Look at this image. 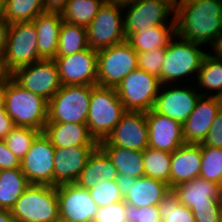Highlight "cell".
<instances>
[{
	"mask_svg": "<svg viewBox=\"0 0 222 222\" xmlns=\"http://www.w3.org/2000/svg\"><path fill=\"white\" fill-rule=\"evenodd\" d=\"M127 222H162L158 205L137 208L126 204Z\"/></svg>",
	"mask_w": 222,
	"mask_h": 222,
	"instance_id": "40",
	"label": "cell"
},
{
	"mask_svg": "<svg viewBox=\"0 0 222 222\" xmlns=\"http://www.w3.org/2000/svg\"><path fill=\"white\" fill-rule=\"evenodd\" d=\"M5 8H6L5 0H0V19H5Z\"/></svg>",
	"mask_w": 222,
	"mask_h": 222,
	"instance_id": "53",
	"label": "cell"
},
{
	"mask_svg": "<svg viewBox=\"0 0 222 222\" xmlns=\"http://www.w3.org/2000/svg\"><path fill=\"white\" fill-rule=\"evenodd\" d=\"M171 154L167 151L143 150L144 176L165 182L170 187Z\"/></svg>",
	"mask_w": 222,
	"mask_h": 222,
	"instance_id": "33",
	"label": "cell"
},
{
	"mask_svg": "<svg viewBox=\"0 0 222 222\" xmlns=\"http://www.w3.org/2000/svg\"><path fill=\"white\" fill-rule=\"evenodd\" d=\"M61 85H97V51L87 49L54 58Z\"/></svg>",
	"mask_w": 222,
	"mask_h": 222,
	"instance_id": "17",
	"label": "cell"
},
{
	"mask_svg": "<svg viewBox=\"0 0 222 222\" xmlns=\"http://www.w3.org/2000/svg\"><path fill=\"white\" fill-rule=\"evenodd\" d=\"M37 41L38 37L33 21L10 25L3 56L11 73L18 68L41 60Z\"/></svg>",
	"mask_w": 222,
	"mask_h": 222,
	"instance_id": "11",
	"label": "cell"
},
{
	"mask_svg": "<svg viewBox=\"0 0 222 222\" xmlns=\"http://www.w3.org/2000/svg\"><path fill=\"white\" fill-rule=\"evenodd\" d=\"M160 87L159 78L136 68L115 87V90L126 111L147 112L153 109Z\"/></svg>",
	"mask_w": 222,
	"mask_h": 222,
	"instance_id": "9",
	"label": "cell"
},
{
	"mask_svg": "<svg viewBox=\"0 0 222 222\" xmlns=\"http://www.w3.org/2000/svg\"><path fill=\"white\" fill-rule=\"evenodd\" d=\"M123 6L104 2L87 28L88 45L99 51L126 40Z\"/></svg>",
	"mask_w": 222,
	"mask_h": 222,
	"instance_id": "10",
	"label": "cell"
},
{
	"mask_svg": "<svg viewBox=\"0 0 222 222\" xmlns=\"http://www.w3.org/2000/svg\"><path fill=\"white\" fill-rule=\"evenodd\" d=\"M5 19L10 23L30 22L44 13V0H5Z\"/></svg>",
	"mask_w": 222,
	"mask_h": 222,
	"instance_id": "34",
	"label": "cell"
},
{
	"mask_svg": "<svg viewBox=\"0 0 222 222\" xmlns=\"http://www.w3.org/2000/svg\"><path fill=\"white\" fill-rule=\"evenodd\" d=\"M193 1V0H177L176 2Z\"/></svg>",
	"mask_w": 222,
	"mask_h": 222,
	"instance_id": "56",
	"label": "cell"
},
{
	"mask_svg": "<svg viewBox=\"0 0 222 222\" xmlns=\"http://www.w3.org/2000/svg\"><path fill=\"white\" fill-rule=\"evenodd\" d=\"M201 145V170L199 177L222 187V148Z\"/></svg>",
	"mask_w": 222,
	"mask_h": 222,
	"instance_id": "36",
	"label": "cell"
},
{
	"mask_svg": "<svg viewBox=\"0 0 222 222\" xmlns=\"http://www.w3.org/2000/svg\"><path fill=\"white\" fill-rule=\"evenodd\" d=\"M176 35V24H165L151 27L145 31L130 33L126 37V41L137 53H140L166 48Z\"/></svg>",
	"mask_w": 222,
	"mask_h": 222,
	"instance_id": "27",
	"label": "cell"
},
{
	"mask_svg": "<svg viewBox=\"0 0 222 222\" xmlns=\"http://www.w3.org/2000/svg\"><path fill=\"white\" fill-rule=\"evenodd\" d=\"M56 222H69V221H66V220H63V219L59 218Z\"/></svg>",
	"mask_w": 222,
	"mask_h": 222,
	"instance_id": "55",
	"label": "cell"
},
{
	"mask_svg": "<svg viewBox=\"0 0 222 222\" xmlns=\"http://www.w3.org/2000/svg\"><path fill=\"white\" fill-rule=\"evenodd\" d=\"M158 206L162 222H196L192 210L179 202L173 189L163 196Z\"/></svg>",
	"mask_w": 222,
	"mask_h": 222,
	"instance_id": "35",
	"label": "cell"
},
{
	"mask_svg": "<svg viewBox=\"0 0 222 222\" xmlns=\"http://www.w3.org/2000/svg\"><path fill=\"white\" fill-rule=\"evenodd\" d=\"M126 203L119 201L97 209L93 222H125Z\"/></svg>",
	"mask_w": 222,
	"mask_h": 222,
	"instance_id": "41",
	"label": "cell"
},
{
	"mask_svg": "<svg viewBox=\"0 0 222 222\" xmlns=\"http://www.w3.org/2000/svg\"><path fill=\"white\" fill-rule=\"evenodd\" d=\"M29 185L20 168L0 170V209L11 210Z\"/></svg>",
	"mask_w": 222,
	"mask_h": 222,
	"instance_id": "29",
	"label": "cell"
},
{
	"mask_svg": "<svg viewBox=\"0 0 222 222\" xmlns=\"http://www.w3.org/2000/svg\"><path fill=\"white\" fill-rule=\"evenodd\" d=\"M176 1L134 0L131 4L123 6V11H126L123 16L126 37L130 33L145 31L157 25L176 24ZM169 16L172 17L171 21Z\"/></svg>",
	"mask_w": 222,
	"mask_h": 222,
	"instance_id": "7",
	"label": "cell"
},
{
	"mask_svg": "<svg viewBox=\"0 0 222 222\" xmlns=\"http://www.w3.org/2000/svg\"><path fill=\"white\" fill-rule=\"evenodd\" d=\"M117 169L105 152L97 146L89 155L85 167L76 180V184L81 188L90 190L102 180L116 181Z\"/></svg>",
	"mask_w": 222,
	"mask_h": 222,
	"instance_id": "25",
	"label": "cell"
},
{
	"mask_svg": "<svg viewBox=\"0 0 222 222\" xmlns=\"http://www.w3.org/2000/svg\"><path fill=\"white\" fill-rule=\"evenodd\" d=\"M145 115L149 132V148L172 153L185 144L182 123L153 109L145 112Z\"/></svg>",
	"mask_w": 222,
	"mask_h": 222,
	"instance_id": "18",
	"label": "cell"
},
{
	"mask_svg": "<svg viewBox=\"0 0 222 222\" xmlns=\"http://www.w3.org/2000/svg\"><path fill=\"white\" fill-rule=\"evenodd\" d=\"M196 222H219L222 214V200L213 206H203L191 209Z\"/></svg>",
	"mask_w": 222,
	"mask_h": 222,
	"instance_id": "42",
	"label": "cell"
},
{
	"mask_svg": "<svg viewBox=\"0 0 222 222\" xmlns=\"http://www.w3.org/2000/svg\"><path fill=\"white\" fill-rule=\"evenodd\" d=\"M40 133V131L31 127L15 126L4 141L8 149L21 161Z\"/></svg>",
	"mask_w": 222,
	"mask_h": 222,
	"instance_id": "37",
	"label": "cell"
},
{
	"mask_svg": "<svg viewBox=\"0 0 222 222\" xmlns=\"http://www.w3.org/2000/svg\"><path fill=\"white\" fill-rule=\"evenodd\" d=\"M111 160L118 174L133 178L144 176L142 150H130L113 145H98Z\"/></svg>",
	"mask_w": 222,
	"mask_h": 222,
	"instance_id": "28",
	"label": "cell"
},
{
	"mask_svg": "<svg viewBox=\"0 0 222 222\" xmlns=\"http://www.w3.org/2000/svg\"><path fill=\"white\" fill-rule=\"evenodd\" d=\"M194 80L195 82L197 80L196 87L202 96L222 98V59H218L208 52ZM201 88L203 92L200 90ZM205 90L207 91L205 92ZM212 91H216L215 94L214 92L210 94Z\"/></svg>",
	"mask_w": 222,
	"mask_h": 222,
	"instance_id": "30",
	"label": "cell"
},
{
	"mask_svg": "<svg viewBox=\"0 0 222 222\" xmlns=\"http://www.w3.org/2000/svg\"><path fill=\"white\" fill-rule=\"evenodd\" d=\"M201 145L183 144L171 154L170 189L199 177L201 170Z\"/></svg>",
	"mask_w": 222,
	"mask_h": 222,
	"instance_id": "21",
	"label": "cell"
},
{
	"mask_svg": "<svg viewBox=\"0 0 222 222\" xmlns=\"http://www.w3.org/2000/svg\"><path fill=\"white\" fill-rule=\"evenodd\" d=\"M12 77V73L8 70L6 66L4 56L0 54V86L7 83Z\"/></svg>",
	"mask_w": 222,
	"mask_h": 222,
	"instance_id": "49",
	"label": "cell"
},
{
	"mask_svg": "<svg viewBox=\"0 0 222 222\" xmlns=\"http://www.w3.org/2000/svg\"><path fill=\"white\" fill-rule=\"evenodd\" d=\"M175 20L179 37L210 46L222 33V0L176 2Z\"/></svg>",
	"mask_w": 222,
	"mask_h": 222,
	"instance_id": "1",
	"label": "cell"
},
{
	"mask_svg": "<svg viewBox=\"0 0 222 222\" xmlns=\"http://www.w3.org/2000/svg\"><path fill=\"white\" fill-rule=\"evenodd\" d=\"M170 190L168 184L148 176L136 178L135 183L124 197L126 204L137 208L159 205L163 196Z\"/></svg>",
	"mask_w": 222,
	"mask_h": 222,
	"instance_id": "26",
	"label": "cell"
},
{
	"mask_svg": "<svg viewBox=\"0 0 222 222\" xmlns=\"http://www.w3.org/2000/svg\"><path fill=\"white\" fill-rule=\"evenodd\" d=\"M14 127L15 125L5 107L0 109V140H4Z\"/></svg>",
	"mask_w": 222,
	"mask_h": 222,
	"instance_id": "45",
	"label": "cell"
},
{
	"mask_svg": "<svg viewBox=\"0 0 222 222\" xmlns=\"http://www.w3.org/2000/svg\"><path fill=\"white\" fill-rule=\"evenodd\" d=\"M135 180L136 178L129 177L128 175L118 174L116 182L123 198L127 195L128 192H130L135 183Z\"/></svg>",
	"mask_w": 222,
	"mask_h": 222,
	"instance_id": "46",
	"label": "cell"
},
{
	"mask_svg": "<svg viewBox=\"0 0 222 222\" xmlns=\"http://www.w3.org/2000/svg\"><path fill=\"white\" fill-rule=\"evenodd\" d=\"M58 196L59 218L69 222H93L97 205L91 198L89 190L76 183L56 186Z\"/></svg>",
	"mask_w": 222,
	"mask_h": 222,
	"instance_id": "16",
	"label": "cell"
},
{
	"mask_svg": "<svg viewBox=\"0 0 222 222\" xmlns=\"http://www.w3.org/2000/svg\"><path fill=\"white\" fill-rule=\"evenodd\" d=\"M97 85L116 87L138 68L137 52L125 40L97 51Z\"/></svg>",
	"mask_w": 222,
	"mask_h": 222,
	"instance_id": "8",
	"label": "cell"
},
{
	"mask_svg": "<svg viewBox=\"0 0 222 222\" xmlns=\"http://www.w3.org/2000/svg\"><path fill=\"white\" fill-rule=\"evenodd\" d=\"M5 110L15 126L44 131L48 117V101L24 89L12 78L3 85Z\"/></svg>",
	"mask_w": 222,
	"mask_h": 222,
	"instance_id": "2",
	"label": "cell"
},
{
	"mask_svg": "<svg viewBox=\"0 0 222 222\" xmlns=\"http://www.w3.org/2000/svg\"><path fill=\"white\" fill-rule=\"evenodd\" d=\"M69 0H44L45 12L61 13Z\"/></svg>",
	"mask_w": 222,
	"mask_h": 222,
	"instance_id": "47",
	"label": "cell"
},
{
	"mask_svg": "<svg viewBox=\"0 0 222 222\" xmlns=\"http://www.w3.org/2000/svg\"><path fill=\"white\" fill-rule=\"evenodd\" d=\"M88 47L87 28L63 21L59 33L56 57L81 52Z\"/></svg>",
	"mask_w": 222,
	"mask_h": 222,
	"instance_id": "31",
	"label": "cell"
},
{
	"mask_svg": "<svg viewBox=\"0 0 222 222\" xmlns=\"http://www.w3.org/2000/svg\"><path fill=\"white\" fill-rule=\"evenodd\" d=\"M89 193L98 208L124 200L116 181L104 179L90 189Z\"/></svg>",
	"mask_w": 222,
	"mask_h": 222,
	"instance_id": "38",
	"label": "cell"
},
{
	"mask_svg": "<svg viewBox=\"0 0 222 222\" xmlns=\"http://www.w3.org/2000/svg\"><path fill=\"white\" fill-rule=\"evenodd\" d=\"M104 0H69L61 12L63 21L87 27L93 20Z\"/></svg>",
	"mask_w": 222,
	"mask_h": 222,
	"instance_id": "32",
	"label": "cell"
},
{
	"mask_svg": "<svg viewBox=\"0 0 222 222\" xmlns=\"http://www.w3.org/2000/svg\"><path fill=\"white\" fill-rule=\"evenodd\" d=\"M5 107L3 86H0V109Z\"/></svg>",
	"mask_w": 222,
	"mask_h": 222,
	"instance_id": "54",
	"label": "cell"
},
{
	"mask_svg": "<svg viewBox=\"0 0 222 222\" xmlns=\"http://www.w3.org/2000/svg\"><path fill=\"white\" fill-rule=\"evenodd\" d=\"M43 132L55 148L98 146L84 124L47 122Z\"/></svg>",
	"mask_w": 222,
	"mask_h": 222,
	"instance_id": "23",
	"label": "cell"
},
{
	"mask_svg": "<svg viewBox=\"0 0 222 222\" xmlns=\"http://www.w3.org/2000/svg\"><path fill=\"white\" fill-rule=\"evenodd\" d=\"M210 47L214 51V53L210 54L218 59H222V33L215 39L214 43Z\"/></svg>",
	"mask_w": 222,
	"mask_h": 222,
	"instance_id": "50",
	"label": "cell"
},
{
	"mask_svg": "<svg viewBox=\"0 0 222 222\" xmlns=\"http://www.w3.org/2000/svg\"><path fill=\"white\" fill-rule=\"evenodd\" d=\"M91 85H62L48 101L47 122L87 124Z\"/></svg>",
	"mask_w": 222,
	"mask_h": 222,
	"instance_id": "6",
	"label": "cell"
},
{
	"mask_svg": "<svg viewBox=\"0 0 222 222\" xmlns=\"http://www.w3.org/2000/svg\"><path fill=\"white\" fill-rule=\"evenodd\" d=\"M54 152L50 139L41 132L20 161V169L30 184L54 186Z\"/></svg>",
	"mask_w": 222,
	"mask_h": 222,
	"instance_id": "13",
	"label": "cell"
},
{
	"mask_svg": "<svg viewBox=\"0 0 222 222\" xmlns=\"http://www.w3.org/2000/svg\"><path fill=\"white\" fill-rule=\"evenodd\" d=\"M10 212L16 222H56L59 219L56 186L29 185Z\"/></svg>",
	"mask_w": 222,
	"mask_h": 222,
	"instance_id": "5",
	"label": "cell"
},
{
	"mask_svg": "<svg viewBox=\"0 0 222 222\" xmlns=\"http://www.w3.org/2000/svg\"><path fill=\"white\" fill-rule=\"evenodd\" d=\"M201 96L191 84L189 87L161 85L153 110L183 124Z\"/></svg>",
	"mask_w": 222,
	"mask_h": 222,
	"instance_id": "14",
	"label": "cell"
},
{
	"mask_svg": "<svg viewBox=\"0 0 222 222\" xmlns=\"http://www.w3.org/2000/svg\"><path fill=\"white\" fill-rule=\"evenodd\" d=\"M126 112L114 87L91 85L87 128L97 142L105 140Z\"/></svg>",
	"mask_w": 222,
	"mask_h": 222,
	"instance_id": "3",
	"label": "cell"
},
{
	"mask_svg": "<svg viewBox=\"0 0 222 222\" xmlns=\"http://www.w3.org/2000/svg\"><path fill=\"white\" fill-rule=\"evenodd\" d=\"M166 55V48L137 53L138 68L160 80V73Z\"/></svg>",
	"mask_w": 222,
	"mask_h": 222,
	"instance_id": "39",
	"label": "cell"
},
{
	"mask_svg": "<svg viewBox=\"0 0 222 222\" xmlns=\"http://www.w3.org/2000/svg\"><path fill=\"white\" fill-rule=\"evenodd\" d=\"M97 146L55 148L54 186L75 183L85 167L89 155Z\"/></svg>",
	"mask_w": 222,
	"mask_h": 222,
	"instance_id": "20",
	"label": "cell"
},
{
	"mask_svg": "<svg viewBox=\"0 0 222 222\" xmlns=\"http://www.w3.org/2000/svg\"><path fill=\"white\" fill-rule=\"evenodd\" d=\"M37 32V46L41 59H54L58 49L59 33L63 22L59 12H44L34 20Z\"/></svg>",
	"mask_w": 222,
	"mask_h": 222,
	"instance_id": "24",
	"label": "cell"
},
{
	"mask_svg": "<svg viewBox=\"0 0 222 222\" xmlns=\"http://www.w3.org/2000/svg\"><path fill=\"white\" fill-rule=\"evenodd\" d=\"M20 168V160L8 149L4 140H0V170Z\"/></svg>",
	"mask_w": 222,
	"mask_h": 222,
	"instance_id": "44",
	"label": "cell"
},
{
	"mask_svg": "<svg viewBox=\"0 0 222 222\" xmlns=\"http://www.w3.org/2000/svg\"><path fill=\"white\" fill-rule=\"evenodd\" d=\"M149 132L145 112L126 111L110 135L98 145H113L130 150L148 147Z\"/></svg>",
	"mask_w": 222,
	"mask_h": 222,
	"instance_id": "15",
	"label": "cell"
},
{
	"mask_svg": "<svg viewBox=\"0 0 222 222\" xmlns=\"http://www.w3.org/2000/svg\"><path fill=\"white\" fill-rule=\"evenodd\" d=\"M24 89L49 101L61 88L58 67L54 59H41L18 68L11 77Z\"/></svg>",
	"mask_w": 222,
	"mask_h": 222,
	"instance_id": "12",
	"label": "cell"
},
{
	"mask_svg": "<svg viewBox=\"0 0 222 222\" xmlns=\"http://www.w3.org/2000/svg\"><path fill=\"white\" fill-rule=\"evenodd\" d=\"M107 3H112L120 6L131 4L134 0H104Z\"/></svg>",
	"mask_w": 222,
	"mask_h": 222,
	"instance_id": "52",
	"label": "cell"
},
{
	"mask_svg": "<svg viewBox=\"0 0 222 222\" xmlns=\"http://www.w3.org/2000/svg\"><path fill=\"white\" fill-rule=\"evenodd\" d=\"M202 144L222 148V107L216 114L213 124Z\"/></svg>",
	"mask_w": 222,
	"mask_h": 222,
	"instance_id": "43",
	"label": "cell"
},
{
	"mask_svg": "<svg viewBox=\"0 0 222 222\" xmlns=\"http://www.w3.org/2000/svg\"><path fill=\"white\" fill-rule=\"evenodd\" d=\"M10 25L6 19H0V54L2 55L5 51Z\"/></svg>",
	"mask_w": 222,
	"mask_h": 222,
	"instance_id": "48",
	"label": "cell"
},
{
	"mask_svg": "<svg viewBox=\"0 0 222 222\" xmlns=\"http://www.w3.org/2000/svg\"><path fill=\"white\" fill-rule=\"evenodd\" d=\"M177 193L179 202L189 209L213 206L222 200V187L201 177L183 182L173 188Z\"/></svg>",
	"mask_w": 222,
	"mask_h": 222,
	"instance_id": "22",
	"label": "cell"
},
{
	"mask_svg": "<svg viewBox=\"0 0 222 222\" xmlns=\"http://www.w3.org/2000/svg\"><path fill=\"white\" fill-rule=\"evenodd\" d=\"M222 107V98L201 96L194 110L183 123L185 144H201L213 124L216 114Z\"/></svg>",
	"mask_w": 222,
	"mask_h": 222,
	"instance_id": "19",
	"label": "cell"
},
{
	"mask_svg": "<svg viewBox=\"0 0 222 222\" xmlns=\"http://www.w3.org/2000/svg\"><path fill=\"white\" fill-rule=\"evenodd\" d=\"M0 222H16L10 210L0 209Z\"/></svg>",
	"mask_w": 222,
	"mask_h": 222,
	"instance_id": "51",
	"label": "cell"
},
{
	"mask_svg": "<svg viewBox=\"0 0 222 222\" xmlns=\"http://www.w3.org/2000/svg\"><path fill=\"white\" fill-rule=\"evenodd\" d=\"M176 38V39H175ZM178 40V41H177ZM201 44L184 40L176 35L166 47V55L160 73L161 85L182 84L184 78L197 77L207 52ZM194 73V75H193ZM175 82V83H174ZM178 82V83H177Z\"/></svg>",
	"mask_w": 222,
	"mask_h": 222,
	"instance_id": "4",
	"label": "cell"
}]
</instances>
